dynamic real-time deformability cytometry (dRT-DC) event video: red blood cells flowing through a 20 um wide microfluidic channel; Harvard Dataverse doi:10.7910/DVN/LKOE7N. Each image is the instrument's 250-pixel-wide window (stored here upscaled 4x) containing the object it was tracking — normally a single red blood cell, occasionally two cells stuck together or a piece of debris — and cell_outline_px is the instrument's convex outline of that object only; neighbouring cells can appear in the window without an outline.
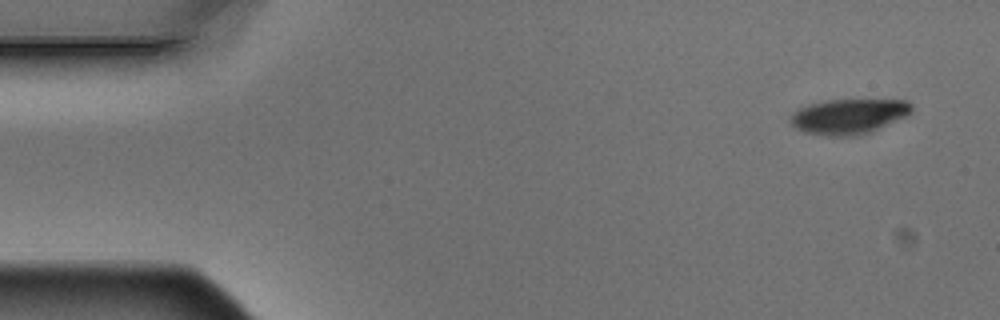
{"species": "Egyptian fruit bat (a non-hibernating species)", "species_latin": "Rousettus aegyptiacus", "temperature_condition": "warm", "stored_images_in_passage": 9, "camera_frame_rate_fps": 3000, "um_per_image_px": 0.085, "animal": {"sex": "male"}, "frame": {"image": 1, "passage_image": 1, "time_ms": 0.0, "image_size_px": [1000, 320], "cell_outline_px": [[912, 112], [872, 132], [856, 136], [824, 136], [804, 132], [796, 128], [788, 120], [788, 116], [792, 112], [808, 104], [828, 100], [908, 100], [912, 104]], "centroid_in_image_um": [72.1, 9.9], "position_along_channel_um": 12.9, "area_um2": 24.97}}
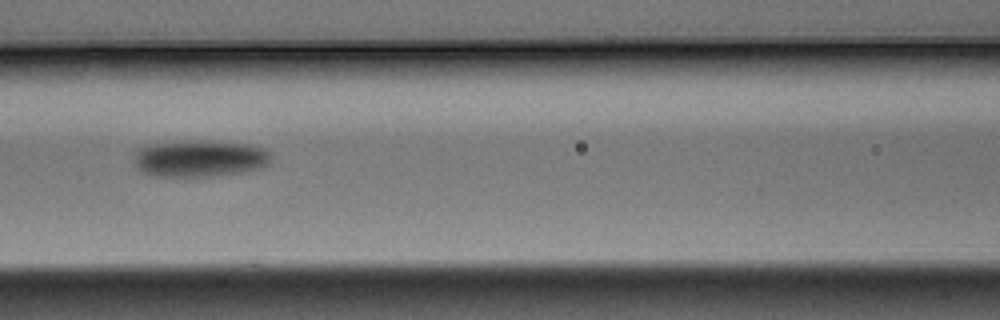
{"frame": {"image": 2, "passage_image": 7, "time_ms": 2.0, "image_size_px": [1000, 320], "cell_outline_px": [[272, 156], [268, 164], [260, 168], [244, 172], [212, 176], [156, 176], [140, 172], [136, 168], [132, 160], [136, 152], [140, 148], [148, 144], [184, 140], [212, 140], [248, 144], [264, 148]], "centroid_in_image_um": [16.95, 13.45], "position_along_channel_um": 149.7, "area_um2": 29.94}}
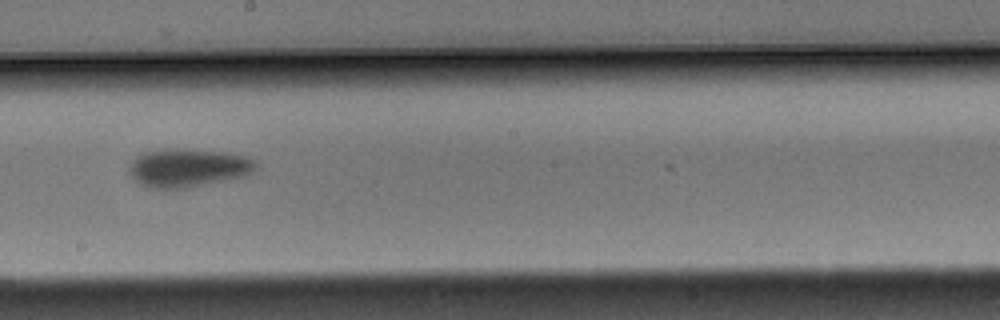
{"frame": {"image": 3, "passage_image": 9, "time_ms": 2.667, "image_size_px": [1000, 320], "cell_outline_px": [[256, 168], [252, 172], [244, 176], [188, 188], [148, 188], [140, 184], [128, 172], [128, 168], [136, 156], [144, 152], [172, 148], [176, 148], [228, 152], [244, 156], [256, 160]], "centroid_in_image_um": [15.98, 14.26], "position_along_channel_um": 232.2, "area_um2": 28.38}}